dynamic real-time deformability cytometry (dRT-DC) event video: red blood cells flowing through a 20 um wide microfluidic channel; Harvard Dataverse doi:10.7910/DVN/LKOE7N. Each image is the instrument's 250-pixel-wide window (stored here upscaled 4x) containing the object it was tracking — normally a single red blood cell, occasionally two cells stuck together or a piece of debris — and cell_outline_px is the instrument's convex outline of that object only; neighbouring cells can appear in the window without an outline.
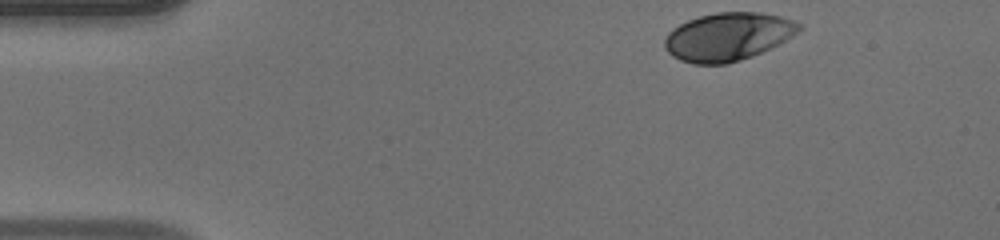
{"species": "human", "species_latin": "Homo sapiens", "temperature_condition": "warm", "stored_images_in_passage": 36, "camera_frame_rate_fps": 3000, "um_per_image_px": 0.085, "donor": {"sex": "male"}, "frame": {"image": 1, "passage_image": 1, "time_ms": 0.0, "image_size_px": [1000, 240], "cell_outline_px": [[804, 28], [792, 36], [752, 56], [740, 60], [724, 64], [692, 64], [680, 60], [672, 56], [664, 48], [664, 40], [668, 32], [672, 28], [688, 20], [700, 16], [716, 12], [760, 12], [780, 16], [804, 24]], "centroid_in_image_um": [61.85, 3.11], "position_along_channel_um": 23.1, "area_um2": 37.63}}
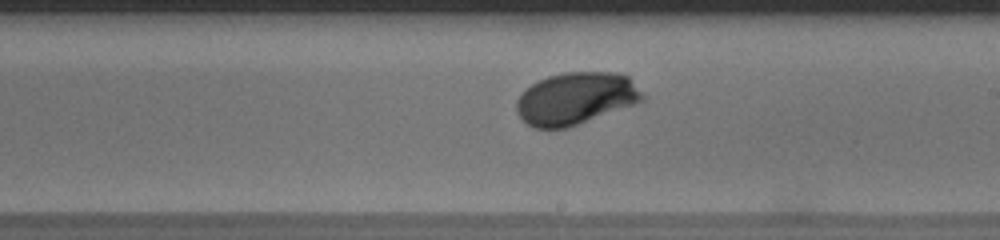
{"frame": {"image": 2, "passage_image": 23, "time_ms": 7.333, "image_size_px": [1000, 240], "cell_outline_px": [[644, 100], [568, 128], [532, 128], [516, 112], [516, 100], [520, 92], [532, 84], [548, 76], [564, 72], [616, 72], [628, 76], [644, 96]], "centroid_in_image_um": [48.9, 8.36], "position_along_channel_um": 240.1, "area_um2": 38.15}}
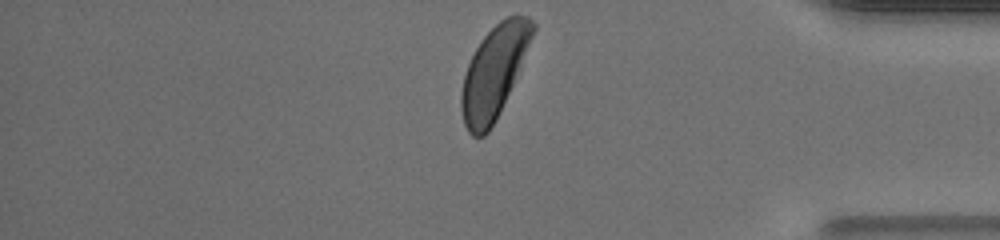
{"frame": {"image": 3, "passage_image": 36, "time_ms": 11.667, "image_size_px": [1000, 240], "cell_outline_px": [[536, 28], [500, 112], [496, 120], [488, 132], [484, 136], [472, 136], [468, 132], [464, 124], [460, 108], [460, 92], [464, 76], [468, 64], [476, 48], [484, 36], [500, 20], [508, 16], [528, 16], [536, 24]], "centroid_in_image_um": [41.96, 6.15], "position_along_channel_um": 393.2, "area_um2": 37.57}, "authors_computed_cell_mechanics": {"area_um2": 37.8301, "velocity_mm_per_s": 4.0987, "shape_relaxation_time_tau1_ms": 2.9433, "shape_relaxation_time_tau2_ms": null, "deformation_change_tau1": 0.1593, "deformation_change_tau2": null}}